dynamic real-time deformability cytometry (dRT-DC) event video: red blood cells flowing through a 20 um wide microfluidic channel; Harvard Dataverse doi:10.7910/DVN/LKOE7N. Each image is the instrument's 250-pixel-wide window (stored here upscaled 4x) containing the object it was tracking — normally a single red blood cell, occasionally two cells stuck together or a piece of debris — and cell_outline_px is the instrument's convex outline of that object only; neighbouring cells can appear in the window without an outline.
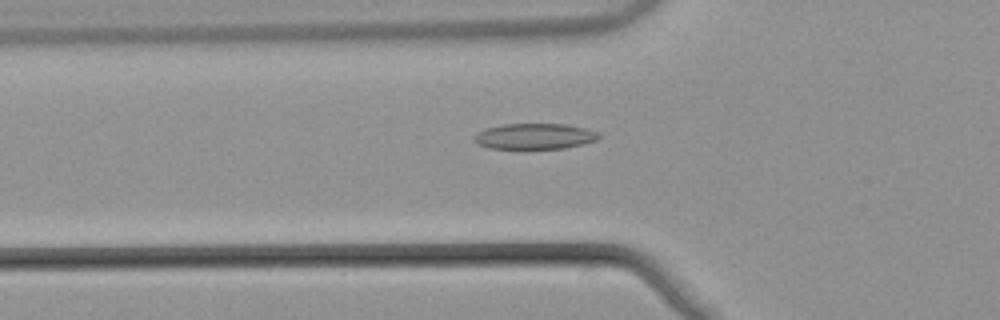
{"species": "common noctule bat (a hibernating species)", "species_latin": "Nyctalus noctula", "temperature_condition": "warm", "stored_images_in_passage": 53, "camera_frame_rate_fps": 3000, "um_per_image_px": 0.085, "animal": {"sex": "male", "body_mass_g": 21.5, "forearm_length_mm": 52.0}, "frame": {"image": 1, "passage_image": 19, "time_ms": 6.0, "image_size_px": [1000, 320], "cell_outline_px": [[600, 136], [596, 140], [564, 148], [488, 148], [476, 144], [472, 140], [472, 136], [484, 128], [504, 124], [568, 124], [600, 132]], "centroid_in_image_um": [45.39, 11.57], "position_along_channel_um": 80.4, "area_um2": 18.73}}
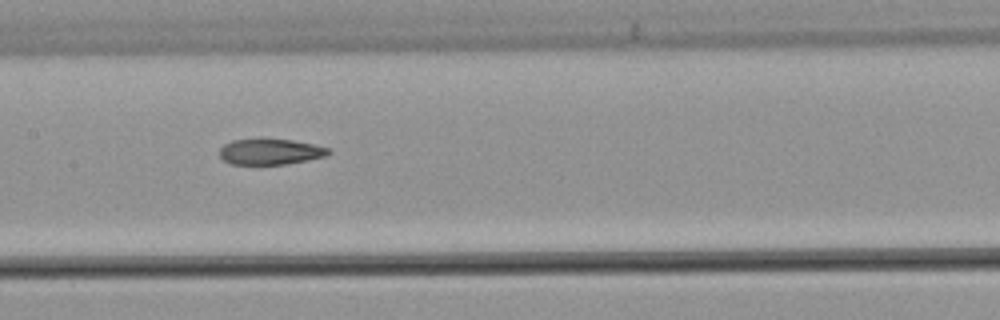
{"frame": {"image": 2, "passage_image": 27, "time_ms": 8.667, "image_size_px": [1000, 320], "cell_outline_px": [[332, 152], [324, 156], [284, 164], [232, 164], [224, 160], [220, 156], [220, 148], [224, 144], [232, 140], [264, 136], [292, 140], [312, 144], [328, 148]], "centroid_in_image_um": [22.92, 12.84], "position_along_channel_um": 184.5, "area_um2": 16.7}}
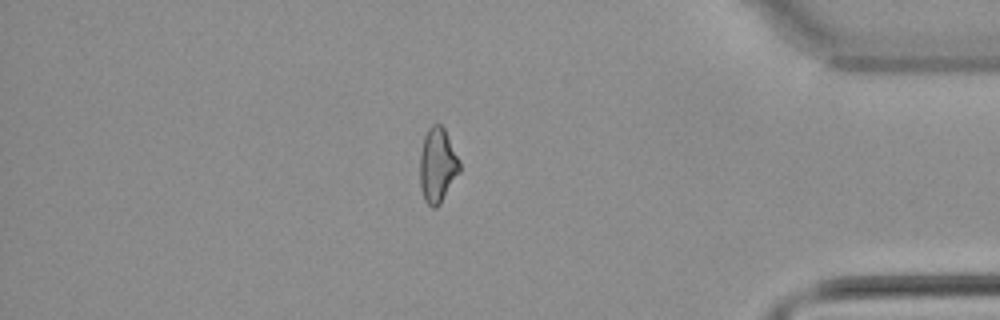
{"frame": {"image": 3, "passage_image": 46, "time_ms": 15.0, "image_size_px": [1000, 320], "cell_outline_px": [[460, 172], [440, 204], [436, 208], [432, 208], [424, 200], [420, 188], [420, 152], [424, 136], [428, 128], [432, 124], [440, 124], [444, 128], [460, 160]], "centroid_in_image_um": [37.18, 14.06], "position_along_channel_um": 398.0, "area_um2": 17.46}, "authors_computed_cell_mechanics": {"area_um2": 18.1492, "velocity_mm_per_s": 3.8812, "shape_relaxation_time_tau1_ms": null, "shape_relaxation_time_tau2_ms": 2.5333, "deformation_change_tau1": null, "deformation_change_tau2": 0.1023}}